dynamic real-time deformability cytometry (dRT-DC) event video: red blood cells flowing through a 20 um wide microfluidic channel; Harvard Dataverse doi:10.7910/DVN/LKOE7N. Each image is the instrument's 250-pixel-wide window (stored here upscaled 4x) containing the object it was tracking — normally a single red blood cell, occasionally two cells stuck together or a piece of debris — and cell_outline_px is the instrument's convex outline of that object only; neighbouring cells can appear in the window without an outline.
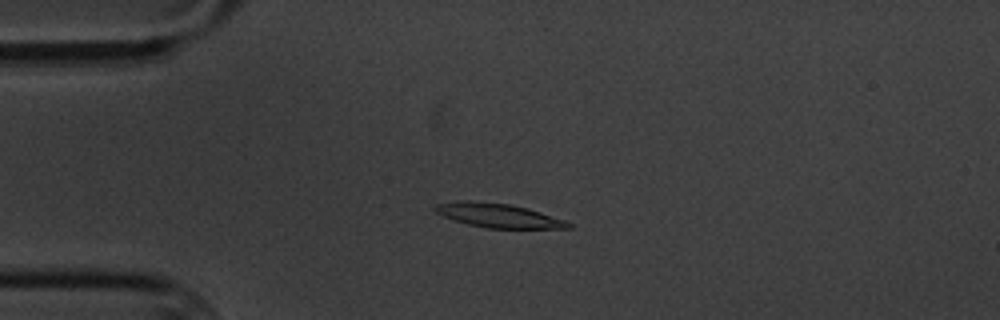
{"species": "common noctule bat (a hibernating species)", "species_latin": "Nyctalus noctula", "temperature_condition": "cold", "stored_images_in_passage": 5, "camera_frame_rate_fps": 3000, "um_per_image_px": 0.085, "animal": {"sex": "male", "body_mass_g": 20.1, "forearm_length_mm": 53.5}, "frame": {"image": 1, "passage_image": 3, "time_ms": 2.333, "image_size_px": [1000, 320], "cell_outline_px": [[572, 228], [488, 228], [468, 224], [452, 220], [436, 212], [432, 208], [436, 204], [456, 200], [468, 200], [512, 204], [528, 208], [564, 220], [572, 224]], "centroid_in_image_um": [42.31, 18.3], "position_along_channel_um": 42.7, "area_um2": 18.73}}
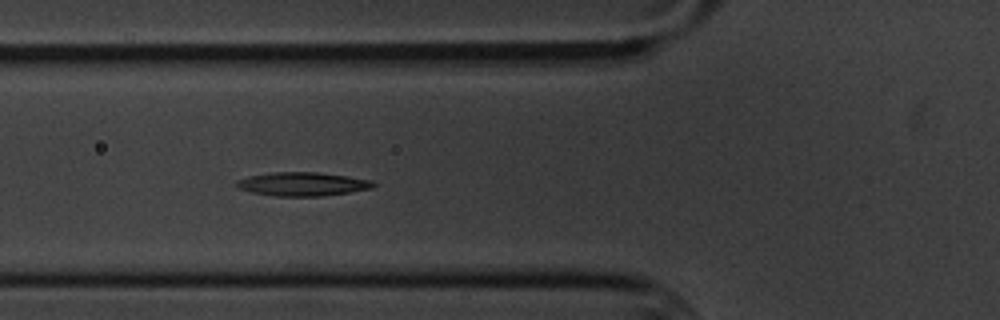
{"frame": {"image": 2, "passage_image": 5, "time_ms": 4.667, "image_size_px": [1000, 320], "cell_outline_px": [[376, 184], [372, 188], [324, 196], [276, 196], [252, 192], [236, 188], [236, 180], [248, 176], [276, 172], [316, 172], [372, 180]], "centroid_in_image_um": [25.68, 15.65], "position_along_channel_um": 100.1, "area_um2": 18.73}}